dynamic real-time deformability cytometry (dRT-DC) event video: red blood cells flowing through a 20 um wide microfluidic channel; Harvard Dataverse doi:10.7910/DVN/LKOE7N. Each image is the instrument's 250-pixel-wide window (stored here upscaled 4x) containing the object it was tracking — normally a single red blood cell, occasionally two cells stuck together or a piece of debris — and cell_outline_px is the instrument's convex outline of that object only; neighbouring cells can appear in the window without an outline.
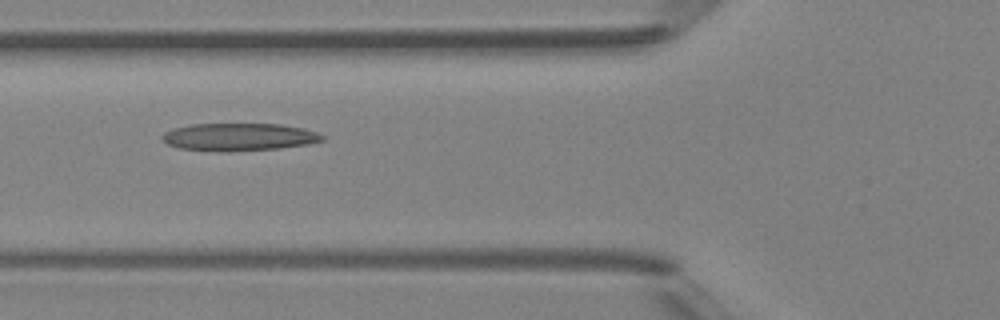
{"species": "Egyptian fruit bat (a non-hibernating species)", "species_latin": "Rousettus aegyptiacus", "temperature_condition": "room temperature", "stored_images_in_passage": 5, "camera_frame_rate_fps": 3000, "um_per_image_px": 0.085, "animal": {"sex": "female"}, "frame": {"image": 1, "passage_image": 4, "time_ms": 3.333, "image_size_px": [1000, 320], "cell_outline_px": [[324, 140], [308, 144], [280, 148], [180, 148], [168, 144], [160, 136], [164, 132], [172, 128], [192, 124], [280, 124], [304, 128], [316, 132], [324, 136]], "centroid_in_image_um": [20.36, 11.58], "position_along_channel_um": 105.4, "area_um2": 24.33}}
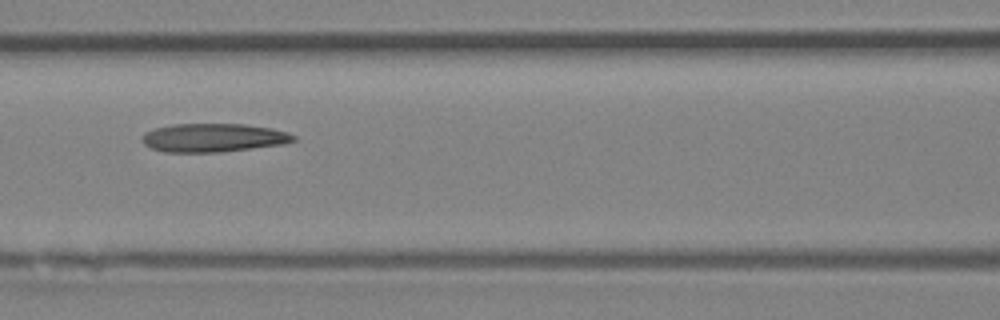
{"frame": {"image": 2, "passage_image": 5, "time_ms": 4.333, "image_size_px": [1000, 320], "cell_outline_px": [[296, 140], [284, 144], [220, 152], [164, 152], [152, 148], [144, 144], [140, 140], [140, 136], [144, 132], [156, 128], [172, 124], [244, 124], [272, 128], [288, 132], [296, 136]], "centroid_in_image_um": [18.12, 11.7], "position_along_channel_um": 148.5, "area_um2": 25.32}}